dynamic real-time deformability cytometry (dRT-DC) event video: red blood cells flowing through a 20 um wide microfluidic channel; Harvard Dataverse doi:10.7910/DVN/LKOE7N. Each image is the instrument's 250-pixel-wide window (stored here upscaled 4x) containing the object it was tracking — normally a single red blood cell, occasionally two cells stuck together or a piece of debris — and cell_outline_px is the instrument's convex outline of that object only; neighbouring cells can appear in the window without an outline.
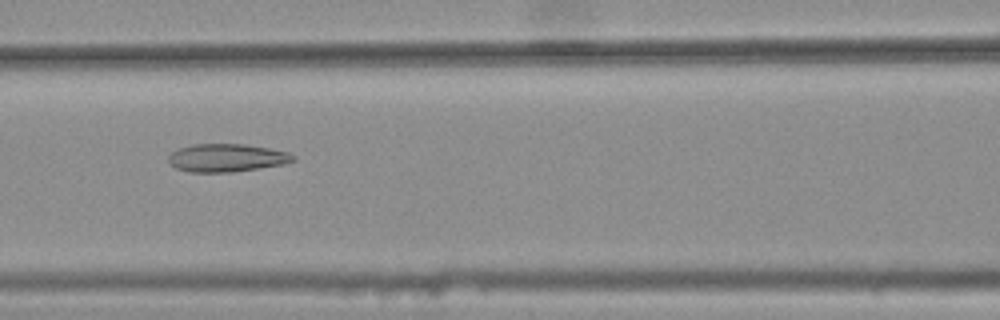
{"species": "common noctule bat (a hibernating species)", "species_latin": "Nyctalus noctula", "temperature_condition": "warm", "stored_images_in_passage": 35, "camera_frame_rate_fps": 3000, "um_per_image_px": 0.085, "animal": {"sex": "female", "body_mass_g": 25.1}, "frame": {"image": 1, "passage_image": 11, "time_ms": 3.333, "image_size_px": [1000, 320], "cell_outline_px": [[296, 160], [284, 164], [232, 172], [188, 172], [176, 168], [168, 160], [168, 156], [172, 152], [180, 148], [192, 144], [244, 144], [268, 148], [288, 152], [296, 156]], "centroid_in_image_um": [19.28, 13.41], "position_along_channel_um": 147.3, "area_um2": 20.29}}
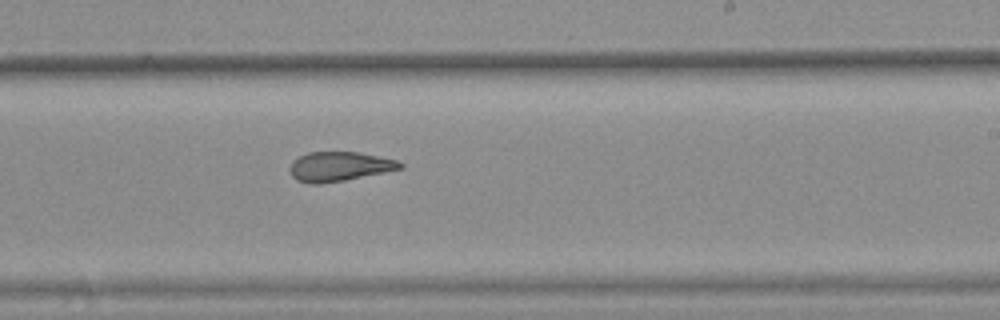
{"frame": {"image": 2, "passage_image": 20, "time_ms": 6.333, "image_size_px": [1000, 320], "cell_outline_px": [[404, 168], [344, 180], [320, 184], [308, 184], [296, 180], [292, 176], [288, 168], [292, 160], [308, 152], [356, 152], [400, 160], [404, 164]], "centroid_in_image_um": [28.82, 14.15], "position_along_channel_um": 260.2, "area_um2": 19.07}}
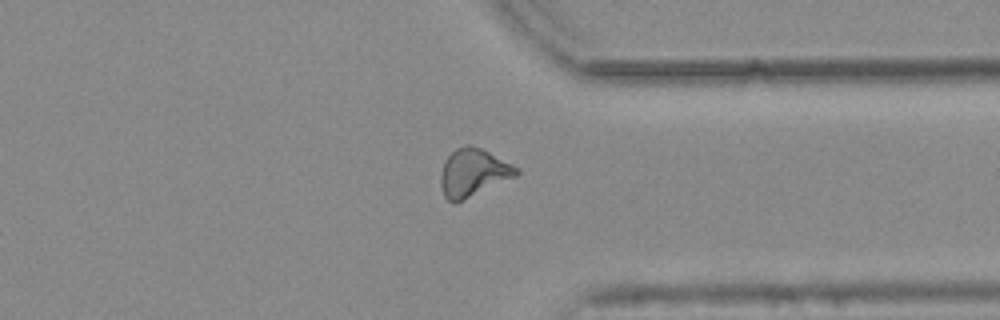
{"frame": {"image": 3, "passage_image": 29, "time_ms": 9.333, "image_size_px": [1000, 320], "cell_outline_px": [[520, 172], [516, 176], [452, 204], [444, 196], [440, 184], [440, 172], [444, 160], [456, 148], [468, 144], [480, 148], [520, 168]], "centroid_in_image_um": [40.19, 14.66], "position_along_channel_um": 371.2, "area_um2": 20.81}, "authors_computed_cell_mechanics": {"area_um2": 20.0566, "velocity_mm_per_s": 3.7681, "shape_relaxation_time_tau1_ms": null, "shape_relaxation_time_tau2_ms": 2.5556, "deformation_change_tau1": null, "deformation_change_tau2": 0.1116}}